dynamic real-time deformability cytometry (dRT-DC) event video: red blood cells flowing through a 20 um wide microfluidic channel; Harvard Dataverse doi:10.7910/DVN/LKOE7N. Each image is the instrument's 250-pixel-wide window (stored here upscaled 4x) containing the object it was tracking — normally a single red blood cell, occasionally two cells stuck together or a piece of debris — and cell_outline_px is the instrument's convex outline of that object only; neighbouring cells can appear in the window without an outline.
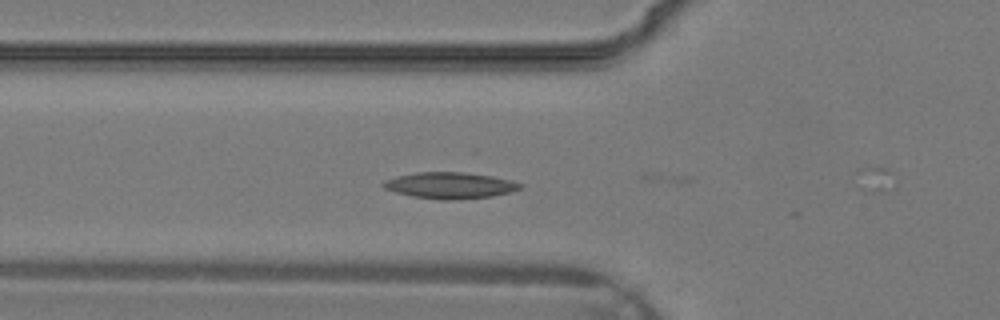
{"species": "common noctule bat (a hibernating species)", "species_latin": "Nyctalus noctula", "temperature_condition": "warm", "stored_images_in_passage": 14, "camera_frame_rate_fps": 3000, "um_per_image_px": 0.085, "animal": {"sex": "male", "body_mass_g": 19.2, "forearm_length_mm": 51.8}, "frame": {"image": 1, "passage_image": 7, "time_ms": 2.0, "image_size_px": [1000, 320], "cell_outline_px": [[524, 184], [520, 188], [512, 192], [492, 196], [456, 200], [440, 200], [412, 196], [396, 192], [384, 188], [380, 184], [384, 180], [396, 176], [416, 172], [464, 172], [492, 176], [512, 180]], "centroid_in_image_um": [38.25, 15.76], "position_along_channel_um": 87.6, "area_um2": 21.15}}
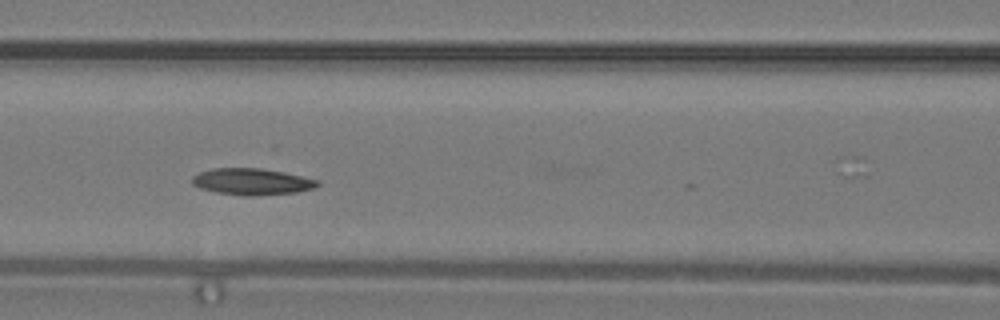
{"frame": {"image": 2, "passage_image": 10, "time_ms": 3.0, "image_size_px": [1000, 320], "cell_outline_px": [[320, 184], [312, 188], [296, 192], [248, 196], [244, 196], [216, 192], [200, 188], [192, 184], [192, 176], [200, 172], [212, 168], [260, 168], [284, 172], [320, 180]], "centroid_in_image_um": [21.39, 15.43], "position_along_channel_um": 145.2, "area_um2": 19.31}}
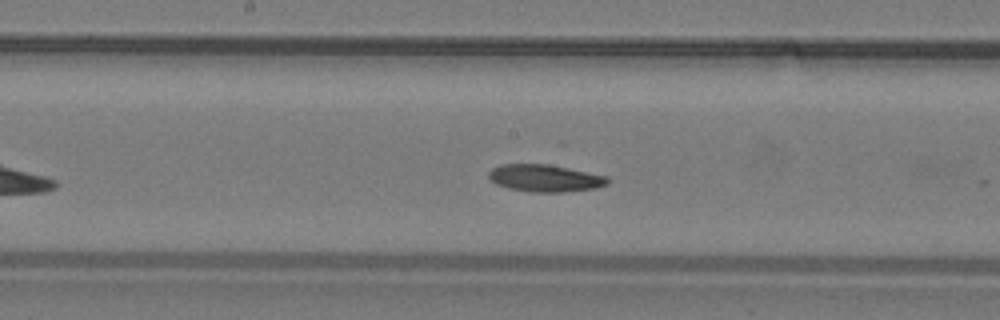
{"frame": {"image": 3, "passage_image": 13, "time_ms": 4.0, "image_size_px": [1000, 320], "cell_outline_px": [[608, 184], [596, 188], [564, 192], [532, 192], [508, 188], [496, 184], [488, 176], [488, 172], [492, 168], [500, 164], [548, 164], [608, 176]], "centroid_in_image_um": [46.31, 15.14], "position_along_channel_um": 201.9, "area_um2": 18.84}}